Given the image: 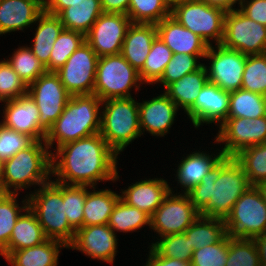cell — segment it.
Segmentation results:
<instances>
[{
  "label": "cell",
  "mask_w": 266,
  "mask_h": 266,
  "mask_svg": "<svg viewBox=\"0 0 266 266\" xmlns=\"http://www.w3.org/2000/svg\"><path fill=\"white\" fill-rule=\"evenodd\" d=\"M118 155L100 133L59 146L51 154L53 180L66 185L95 187L117 181ZM56 178V179H55Z\"/></svg>",
  "instance_id": "obj_1"
},
{
  "label": "cell",
  "mask_w": 266,
  "mask_h": 266,
  "mask_svg": "<svg viewBox=\"0 0 266 266\" xmlns=\"http://www.w3.org/2000/svg\"><path fill=\"white\" fill-rule=\"evenodd\" d=\"M250 186L241 165L234 157L226 156L186 194L200 215L225 220Z\"/></svg>",
  "instance_id": "obj_2"
},
{
  "label": "cell",
  "mask_w": 266,
  "mask_h": 266,
  "mask_svg": "<svg viewBox=\"0 0 266 266\" xmlns=\"http://www.w3.org/2000/svg\"><path fill=\"white\" fill-rule=\"evenodd\" d=\"M102 101L95 94L73 95L45 136L51 154L66 143L100 133ZM56 142V143H55ZM55 143V144H54Z\"/></svg>",
  "instance_id": "obj_3"
},
{
  "label": "cell",
  "mask_w": 266,
  "mask_h": 266,
  "mask_svg": "<svg viewBox=\"0 0 266 266\" xmlns=\"http://www.w3.org/2000/svg\"><path fill=\"white\" fill-rule=\"evenodd\" d=\"M51 175V152L44 140H35L3 163L0 193L18 194L33 185L40 187Z\"/></svg>",
  "instance_id": "obj_4"
},
{
  "label": "cell",
  "mask_w": 266,
  "mask_h": 266,
  "mask_svg": "<svg viewBox=\"0 0 266 266\" xmlns=\"http://www.w3.org/2000/svg\"><path fill=\"white\" fill-rule=\"evenodd\" d=\"M28 197V207L35 213L47 239L73 242L76 230L70 225L63 202V184L54 180L41 185Z\"/></svg>",
  "instance_id": "obj_5"
},
{
  "label": "cell",
  "mask_w": 266,
  "mask_h": 266,
  "mask_svg": "<svg viewBox=\"0 0 266 266\" xmlns=\"http://www.w3.org/2000/svg\"><path fill=\"white\" fill-rule=\"evenodd\" d=\"M100 134L108 146L119 155L142 132L139 107L134 97L102 101Z\"/></svg>",
  "instance_id": "obj_6"
},
{
  "label": "cell",
  "mask_w": 266,
  "mask_h": 266,
  "mask_svg": "<svg viewBox=\"0 0 266 266\" xmlns=\"http://www.w3.org/2000/svg\"><path fill=\"white\" fill-rule=\"evenodd\" d=\"M140 85L139 72L121 54L99 57L93 94L101 101L132 98V88L139 91Z\"/></svg>",
  "instance_id": "obj_7"
},
{
  "label": "cell",
  "mask_w": 266,
  "mask_h": 266,
  "mask_svg": "<svg viewBox=\"0 0 266 266\" xmlns=\"http://www.w3.org/2000/svg\"><path fill=\"white\" fill-rule=\"evenodd\" d=\"M226 11L201 0H185L170 11L179 24L199 35L208 46L221 45Z\"/></svg>",
  "instance_id": "obj_8"
},
{
  "label": "cell",
  "mask_w": 266,
  "mask_h": 266,
  "mask_svg": "<svg viewBox=\"0 0 266 266\" xmlns=\"http://www.w3.org/2000/svg\"><path fill=\"white\" fill-rule=\"evenodd\" d=\"M225 225L231 238L252 239L266 232V203L255 186H250L235 202Z\"/></svg>",
  "instance_id": "obj_9"
},
{
  "label": "cell",
  "mask_w": 266,
  "mask_h": 266,
  "mask_svg": "<svg viewBox=\"0 0 266 266\" xmlns=\"http://www.w3.org/2000/svg\"><path fill=\"white\" fill-rule=\"evenodd\" d=\"M221 45L245 55L266 53V27L253 21L239 9L226 11Z\"/></svg>",
  "instance_id": "obj_10"
},
{
  "label": "cell",
  "mask_w": 266,
  "mask_h": 266,
  "mask_svg": "<svg viewBox=\"0 0 266 266\" xmlns=\"http://www.w3.org/2000/svg\"><path fill=\"white\" fill-rule=\"evenodd\" d=\"M200 212L194 207L187 194L174 193L170 187L169 194L162 204L150 216V230L159 237L184 233L199 217Z\"/></svg>",
  "instance_id": "obj_11"
},
{
  "label": "cell",
  "mask_w": 266,
  "mask_h": 266,
  "mask_svg": "<svg viewBox=\"0 0 266 266\" xmlns=\"http://www.w3.org/2000/svg\"><path fill=\"white\" fill-rule=\"evenodd\" d=\"M27 93L39 110V125L47 133L60 117L71 95L56 72L46 71L28 85Z\"/></svg>",
  "instance_id": "obj_12"
},
{
  "label": "cell",
  "mask_w": 266,
  "mask_h": 266,
  "mask_svg": "<svg viewBox=\"0 0 266 266\" xmlns=\"http://www.w3.org/2000/svg\"><path fill=\"white\" fill-rule=\"evenodd\" d=\"M98 59L95 51L84 41L56 71L71 96L93 94Z\"/></svg>",
  "instance_id": "obj_13"
},
{
  "label": "cell",
  "mask_w": 266,
  "mask_h": 266,
  "mask_svg": "<svg viewBox=\"0 0 266 266\" xmlns=\"http://www.w3.org/2000/svg\"><path fill=\"white\" fill-rule=\"evenodd\" d=\"M215 46V47H214ZM247 55L222 45H211L204 57L208 81L224 91L232 92L241 88L242 75Z\"/></svg>",
  "instance_id": "obj_14"
},
{
  "label": "cell",
  "mask_w": 266,
  "mask_h": 266,
  "mask_svg": "<svg viewBox=\"0 0 266 266\" xmlns=\"http://www.w3.org/2000/svg\"><path fill=\"white\" fill-rule=\"evenodd\" d=\"M218 128L214 143H222L224 146L220 145V149L228 157H233L246 147L266 143V116L255 119L227 118Z\"/></svg>",
  "instance_id": "obj_15"
},
{
  "label": "cell",
  "mask_w": 266,
  "mask_h": 266,
  "mask_svg": "<svg viewBox=\"0 0 266 266\" xmlns=\"http://www.w3.org/2000/svg\"><path fill=\"white\" fill-rule=\"evenodd\" d=\"M131 24V20L125 14L102 13L85 35V41L98 57L120 54Z\"/></svg>",
  "instance_id": "obj_16"
},
{
  "label": "cell",
  "mask_w": 266,
  "mask_h": 266,
  "mask_svg": "<svg viewBox=\"0 0 266 266\" xmlns=\"http://www.w3.org/2000/svg\"><path fill=\"white\" fill-rule=\"evenodd\" d=\"M117 232L108 224L80 227L68 249L81 251L93 260L113 264L117 254Z\"/></svg>",
  "instance_id": "obj_17"
},
{
  "label": "cell",
  "mask_w": 266,
  "mask_h": 266,
  "mask_svg": "<svg viewBox=\"0 0 266 266\" xmlns=\"http://www.w3.org/2000/svg\"><path fill=\"white\" fill-rule=\"evenodd\" d=\"M230 92L207 81L200 90L195 103L185 112L194 128L198 129L204 123L221 126L228 118Z\"/></svg>",
  "instance_id": "obj_18"
},
{
  "label": "cell",
  "mask_w": 266,
  "mask_h": 266,
  "mask_svg": "<svg viewBox=\"0 0 266 266\" xmlns=\"http://www.w3.org/2000/svg\"><path fill=\"white\" fill-rule=\"evenodd\" d=\"M3 108L0 123L5 127L27 134L34 140H45L46 132L39 125V110L28 93L5 101Z\"/></svg>",
  "instance_id": "obj_19"
},
{
  "label": "cell",
  "mask_w": 266,
  "mask_h": 266,
  "mask_svg": "<svg viewBox=\"0 0 266 266\" xmlns=\"http://www.w3.org/2000/svg\"><path fill=\"white\" fill-rule=\"evenodd\" d=\"M157 95L138 103L140 129L142 135L146 131L156 137H165L179 108L164 92Z\"/></svg>",
  "instance_id": "obj_20"
},
{
  "label": "cell",
  "mask_w": 266,
  "mask_h": 266,
  "mask_svg": "<svg viewBox=\"0 0 266 266\" xmlns=\"http://www.w3.org/2000/svg\"><path fill=\"white\" fill-rule=\"evenodd\" d=\"M120 199L132 207L152 215L170 192L168 180L154 178L137 181L120 190Z\"/></svg>",
  "instance_id": "obj_21"
},
{
  "label": "cell",
  "mask_w": 266,
  "mask_h": 266,
  "mask_svg": "<svg viewBox=\"0 0 266 266\" xmlns=\"http://www.w3.org/2000/svg\"><path fill=\"white\" fill-rule=\"evenodd\" d=\"M156 27L158 36L173 54L206 55L207 43L171 16L157 23Z\"/></svg>",
  "instance_id": "obj_22"
},
{
  "label": "cell",
  "mask_w": 266,
  "mask_h": 266,
  "mask_svg": "<svg viewBox=\"0 0 266 266\" xmlns=\"http://www.w3.org/2000/svg\"><path fill=\"white\" fill-rule=\"evenodd\" d=\"M218 151L209 155L210 153L198 150L187 154L186 157L183 155L175 171V181L184 189L181 193L186 194L197 186L202 178L226 157L221 149Z\"/></svg>",
  "instance_id": "obj_23"
},
{
  "label": "cell",
  "mask_w": 266,
  "mask_h": 266,
  "mask_svg": "<svg viewBox=\"0 0 266 266\" xmlns=\"http://www.w3.org/2000/svg\"><path fill=\"white\" fill-rule=\"evenodd\" d=\"M44 11L37 0H0V36L35 25Z\"/></svg>",
  "instance_id": "obj_24"
},
{
  "label": "cell",
  "mask_w": 266,
  "mask_h": 266,
  "mask_svg": "<svg viewBox=\"0 0 266 266\" xmlns=\"http://www.w3.org/2000/svg\"><path fill=\"white\" fill-rule=\"evenodd\" d=\"M157 36L156 24L132 23L126 32L120 54L139 72Z\"/></svg>",
  "instance_id": "obj_25"
},
{
  "label": "cell",
  "mask_w": 266,
  "mask_h": 266,
  "mask_svg": "<svg viewBox=\"0 0 266 266\" xmlns=\"http://www.w3.org/2000/svg\"><path fill=\"white\" fill-rule=\"evenodd\" d=\"M47 238L43 233L35 213L27 207L18 217L12 230L8 245L0 252L6 258L12 251L34 247L42 244Z\"/></svg>",
  "instance_id": "obj_26"
},
{
  "label": "cell",
  "mask_w": 266,
  "mask_h": 266,
  "mask_svg": "<svg viewBox=\"0 0 266 266\" xmlns=\"http://www.w3.org/2000/svg\"><path fill=\"white\" fill-rule=\"evenodd\" d=\"M35 24L37 28L34 33L33 44H31V47L29 45V48L45 66L46 71L49 72V60L53 44L64 27L57 15L50 14L46 11H43L38 16Z\"/></svg>",
  "instance_id": "obj_27"
},
{
  "label": "cell",
  "mask_w": 266,
  "mask_h": 266,
  "mask_svg": "<svg viewBox=\"0 0 266 266\" xmlns=\"http://www.w3.org/2000/svg\"><path fill=\"white\" fill-rule=\"evenodd\" d=\"M119 199L120 194L111 189L96 190V186H87L82 227L108 224L110 215Z\"/></svg>",
  "instance_id": "obj_28"
},
{
  "label": "cell",
  "mask_w": 266,
  "mask_h": 266,
  "mask_svg": "<svg viewBox=\"0 0 266 266\" xmlns=\"http://www.w3.org/2000/svg\"><path fill=\"white\" fill-rule=\"evenodd\" d=\"M63 248H68L63 242L47 239L38 246L12 251L5 260L11 266H57Z\"/></svg>",
  "instance_id": "obj_29"
},
{
  "label": "cell",
  "mask_w": 266,
  "mask_h": 266,
  "mask_svg": "<svg viewBox=\"0 0 266 266\" xmlns=\"http://www.w3.org/2000/svg\"><path fill=\"white\" fill-rule=\"evenodd\" d=\"M205 65L193 73L169 84L163 91L180 109L186 112L196 101L200 90L207 83Z\"/></svg>",
  "instance_id": "obj_30"
},
{
  "label": "cell",
  "mask_w": 266,
  "mask_h": 266,
  "mask_svg": "<svg viewBox=\"0 0 266 266\" xmlns=\"http://www.w3.org/2000/svg\"><path fill=\"white\" fill-rule=\"evenodd\" d=\"M102 13L100 0H76L58 17L64 29L86 35Z\"/></svg>",
  "instance_id": "obj_31"
},
{
  "label": "cell",
  "mask_w": 266,
  "mask_h": 266,
  "mask_svg": "<svg viewBox=\"0 0 266 266\" xmlns=\"http://www.w3.org/2000/svg\"><path fill=\"white\" fill-rule=\"evenodd\" d=\"M184 234L194 250L212 245L227 234L225 220L199 215Z\"/></svg>",
  "instance_id": "obj_32"
},
{
  "label": "cell",
  "mask_w": 266,
  "mask_h": 266,
  "mask_svg": "<svg viewBox=\"0 0 266 266\" xmlns=\"http://www.w3.org/2000/svg\"><path fill=\"white\" fill-rule=\"evenodd\" d=\"M266 116V96L242 88L230 92L228 118L255 119Z\"/></svg>",
  "instance_id": "obj_33"
},
{
  "label": "cell",
  "mask_w": 266,
  "mask_h": 266,
  "mask_svg": "<svg viewBox=\"0 0 266 266\" xmlns=\"http://www.w3.org/2000/svg\"><path fill=\"white\" fill-rule=\"evenodd\" d=\"M145 225L150 228V215L136 207L129 206L121 199L116 203L108 222V226L114 233L116 231L122 233L137 232Z\"/></svg>",
  "instance_id": "obj_34"
},
{
  "label": "cell",
  "mask_w": 266,
  "mask_h": 266,
  "mask_svg": "<svg viewBox=\"0 0 266 266\" xmlns=\"http://www.w3.org/2000/svg\"><path fill=\"white\" fill-rule=\"evenodd\" d=\"M233 157L241 165L251 186L266 181V143L246 147Z\"/></svg>",
  "instance_id": "obj_35"
},
{
  "label": "cell",
  "mask_w": 266,
  "mask_h": 266,
  "mask_svg": "<svg viewBox=\"0 0 266 266\" xmlns=\"http://www.w3.org/2000/svg\"><path fill=\"white\" fill-rule=\"evenodd\" d=\"M19 194L0 193V252L8 245L18 217L28 207L26 194L19 205Z\"/></svg>",
  "instance_id": "obj_36"
},
{
  "label": "cell",
  "mask_w": 266,
  "mask_h": 266,
  "mask_svg": "<svg viewBox=\"0 0 266 266\" xmlns=\"http://www.w3.org/2000/svg\"><path fill=\"white\" fill-rule=\"evenodd\" d=\"M172 56V51L166 46L162 39L157 36L152 43L143 68L139 71L141 81L147 85L155 84L161 78Z\"/></svg>",
  "instance_id": "obj_37"
},
{
  "label": "cell",
  "mask_w": 266,
  "mask_h": 266,
  "mask_svg": "<svg viewBox=\"0 0 266 266\" xmlns=\"http://www.w3.org/2000/svg\"><path fill=\"white\" fill-rule=\"evenodd\" d=\"M15 50L16 51L12 53V56L6 60L28 86L44 74L46 72V68L32 53L28 45L19 46Z\"/></svg>",
  "instance_id": "obj_38"
},
{
  "label": "cell",
  "mask_w": 266,
  "mask_h": 266,
  "mask_svg": "<svg viewBox=\"0 0 266 266\" xmlns=\"http://www.w3.org/2000/svg\"><path fill=\"white\" fill-rule=\"evenodd\" d=\"M85 41V35L78 31L63 29L53 44L49 60V72L59 70Z\"/></svg>",
  "instance_id": "obj_39"
},
{
  "label": "cell",
  "mask_w": 266,
  "mask_h": 266,
  "mask_svg": "<svg viewBox=\"0 0 266 266\" xmlns=\"http://www.w3.org/2000/svg\"><path fill=\"white\" fill-rule=\"evenodd\" d=\"M127 16L132 23L157 24L170 16L162 0H130Z\"/></svg>",
  "instance_id": "obj_40"
},
{
  "label": "cell",
  "mask_w": 266,
  "mask_h": 266,
  "mask_svg": "<svg viewBox=\"0 0 266 266\" xmlns=\"http://www.w3.org/2000/svg\"><path fill=\"white\" fill-rule=\"evenodd\" d=\"M204 57L205 55H189L186 53L173 54L161 78L155 84L160 83L166 88L169 84L182 78L184 75L200 69L204 63H201L199 59H203Z\"/></svg>",
  "instance_id": "obj_41"
},
{
  "label": "cell",
  "mask_w": 266,
  "mask_h": 266,
  "mask_svg": "<svg viewBox=\"0 0 266 266\" xmlns=\"http://www.w3.org/2000/svg\"><path fill=\"white\" fill-rule=\"evenodd\" d=\"M241 88L266 96V53L247 55Z\"/></svg>",
  "instance_id": "obj_42"
},
{
  "label": "cell",
  "mask_w": 266,
  "mask_h": 266,
  "mask_svg": "<svg viewBox=\"0 0 266 266\" xmlns=\"http://www.w3.org/2000/svg\"><path fill=\"white\" fill-rule=\"evenodd\" d=\"M151 246L163 257L191 261L194 249L184 233L157 238Z\"/></svg>",
  "instance_id": "obj_43"
},
{
  "label": "cell",
  "mask_w": 266,
  "mask_h": 266,
  "mask_svg": "<svg viewBox=\"0 0 266 266\" xmlns=\"http://www.w3.org/2000/svg\"><path fill=\"white\" fill-rule=\"evenodd\" d=\"M226 266H260L259 255L253 239L231 238L228 235Z\"/></svg>",
  "instance_id": "obj_44"
},
{
  "label": "cell",
  "mask_w": 266,
  "mask_h": 266,
  "mask_svg": "<svg viewBox=\"0 0 266 266\" xmlns=\"http://www.w3.org/2000/svg\"><path fill=\"white\" fill-rule=\"evenodd\" d=\"M87 195V186L63 184V202L70 225L75 229L82 227L83 208Z\"/></svg>",
  "instance_id": "obj_45"
},
{
  "label": "cell",
  "mask_w": 266,
  "mask_h": 266,
  "mask_svg": "<svg viewBox=\"0 0 266 266\" xmlns=\"http://www.w3.org/2000/svg\"><path fill=\"white\" fill-rule=\"evenodd\" d=\"M28 86L12 69L6 59L0 61V102L17 99L27 94Z\"/></svg>",
  "instance_id": "obj_46"
},
{
  "label": "cell",
  "mask_w": 266,
  "mask_h": 266,
  "mask_svg": "<svg viewBox=\"0 0 266 266\" xmlns=\"http://www.w3.org/2000/svg\"><path fill=\"white\" fill-rule=\"evenodd\" d=\"M228 234L220 241L193 251L191 266H226Z\"/></svg>",
  "instance_id": "obj_47"
},
{
  "label": "cell",
  "mask_w": 266,
  "mask_h": 266,
  "mask_svg": "<svg viewBox=\"0 0 266 266\" xmlns=\"http://www.w3.org/2000/svg\"><path fill=\"white\" fill-rule=\"evenodd\" d=\"M35 140L27 134L17 132L0 123V160L4 163Z\"/></svg>",
  "instance_id": "obj_48"
},
{
  "label": "cell",
  "mask_w": 266,
  "mask_h": 266,
  "mask_svg": "<svg viewBox=\"0 0 266 266\" xmlns=\"http://www.w3.org/2000/svg\"><path fill=\"white\" fill-rule=\"evenodd\" d=\"M238 9L248 18L266 27V0H240Z\"/></svg>",
  "instance_id": "obj_49"
},
{
  "label": "cell",
  "mask_w": 266,
  "mask_h": 266,
  "mask_svg": "<svg viewBox=\"0 0 266 266\" xmlns=\"http://www.w3.org/2000/svg\"><path fill=\"white\" fill-rule=\"evenodd\" d=\"M147 248H149V255H147V261L143 266H191V261L165 258L161 256L151 245Z\"/></svg>",
  "instance_id": "obj_50"
},
{
  "label": "cell",
  "mask_w": 266,
  "mask_h": 266,
  "mask_svg": "<svg viewBox=\"0 0 266 266\" xmlns=\"http://www.w3.org/2000/svg\"><path fill=\"white\" fill-rule=\"evenodd\" d=\"M103 13L128 14L130 0H100Z\"/></svg>",
  "instance_id": "obj_51"
},
{
  "label": "cell",
  "mask_w": 266,
  "mask_h": 266,
  "mask_svg": "<svg viewBox=\"0 0 266 266\" xmlns=\"http://www.w3.org/2000/svg\"><path fill=\"white\" fill-rule=\"evenodd\" d=\"M75 1L76 0H49L44 6V11L58 16Z\"/></svg>",
  "instance_id": "obj_52"
},
{
  "label": "cell",
  "mask_w": 266,
  "mask_h": 266,
  "mask_svg": "<svg viewBox=\"0 0 266 266\" xmlns=\"http://www.w3.org/2000/svg\"><path fill=\"white\" fill-rule=\"evenodd\" d=\"M252 239L259 255L260 266H266V232Z\"/></svg>",
  "instance_id": "obj_53"
},
{
  "label": "cell",
  "mask_w": 266,
  "mask_h": 266,
  "mask_svg": "<svg viewBox=\"0 0 266 266\" xmlns=\"http://www.w3.org/2000/svg\"><path fill=\"white\" fill-rule=\"evenodd\" d=\"M206 2L209 5L216 6L224 9L225 11H232L235 8V5L240 3V0H201Z\"/></svg>",
  "instance_id": "obj_54"
},
{
  "label": "cell",
  "mask_w": 266,
  "mask_h": 266,
  "mask_svg": "<svg viewBox=\"0 0 266 266\" xmlns=\"http://www.w3.org/2000/svg\"><path fill=\"white\" fill-rule=\"evenodd\" d=\"M255 187L260 193L262 200L266 203V181L257 183Z\"/></svg>",
  "instance_id": "obj_55"
},
{
  "label": "cell",
  "mask_w": 266,
  "mask_h": 266,
  "mask_svg": "<svg viewBox=\"0 0 266 266\" xmlns=\"http://www.w3.org/2000/svg\"><path fill=\"white\" fill-rule=\"evenodd\" d=\"M167 8L171 11L177 5H180L185 0H162Z\"/></svg>",
  "instance_id": "obj_56"
},
{
  "label": "cell",
  "mask_w": 266,
  "mask_h": 266,
  "mask_svg": "<svg viewBox=\"0 0 266 266\" xmlns=\"http://www.w3.org/2000/svg\"><path fill=\"white\" fill-rule=\"evenodd\" d=\"M42 6H45L49 0H37Z\"/></svg>",
  "instance_id": "obj_57"
},
{
  "label": "cell",
  "mask_w": 266,
  "mask_h": 266,
  "mask_svg": "<svg viewBox=\"0 0 266 266\" xmlns=\"http://www.w3.org/2000/svg\"><path fill=\"white\" fill-rule=\"evenodd\" d=\"M2 167H3V162L0 160V182L2 179Z\"/></svg>",
  "instance_id": "obj_58"
}]
</instances>
